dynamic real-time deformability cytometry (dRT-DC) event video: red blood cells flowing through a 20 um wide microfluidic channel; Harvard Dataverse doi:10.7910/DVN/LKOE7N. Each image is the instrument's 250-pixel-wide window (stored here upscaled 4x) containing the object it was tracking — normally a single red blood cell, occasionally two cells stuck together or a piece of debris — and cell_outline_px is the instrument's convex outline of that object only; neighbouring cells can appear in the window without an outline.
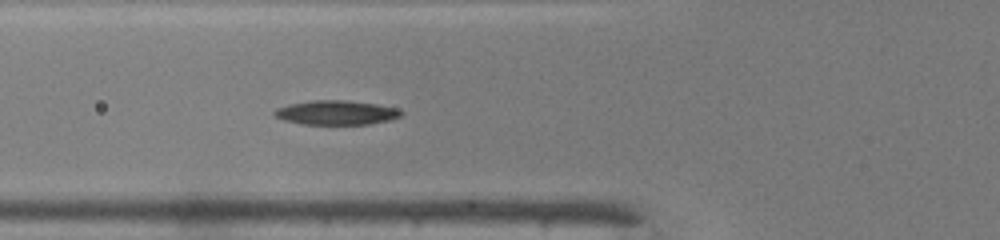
{"species": "common noctule bat (a hibernating species)", "species_latin": "Nyctalus noctula", "temperature_condition": "warm", "stored_images_in_passage": 4, "camera_frame_rate_fps": 3000, "um_per_image_px": 0.085, "animal": {"sex": "male", "body_mass_g": 19.0, "forearm_length_mm": 50.8}, "frame": {"image": 1, "passage_image": 2, "time_ms": 0.333, "image_size_px": [1000, 240], "cell_outline_px": [[404, 112], [400, 116], [392, 120], [368, 124], [304, 124], [284, 120], [276, 116], [272, 112], [276, 108], [288, 104], [312, 100], [344, 100], [376, 104], [396, 108]], "centroid_in_image_um": [28.58, 9.57], "position_along_channel_um": 97.2, "area_um2": 17.92}}